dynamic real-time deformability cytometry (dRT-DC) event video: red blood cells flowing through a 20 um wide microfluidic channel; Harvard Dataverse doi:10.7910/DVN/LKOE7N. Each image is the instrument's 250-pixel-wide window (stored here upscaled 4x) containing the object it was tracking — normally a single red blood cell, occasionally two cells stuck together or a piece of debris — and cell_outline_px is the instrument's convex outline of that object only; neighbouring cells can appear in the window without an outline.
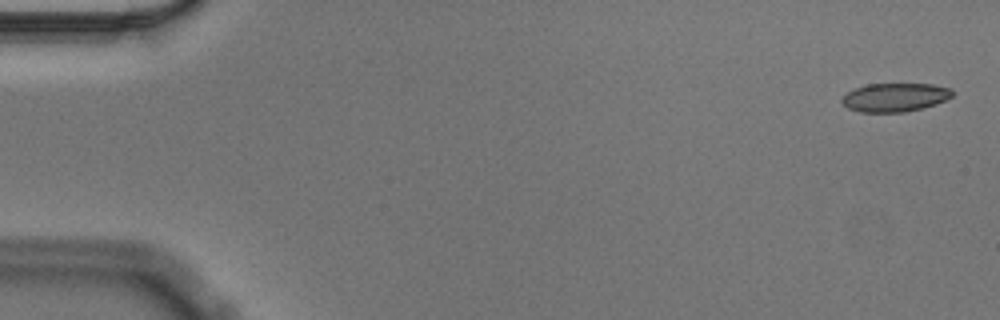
{"species": "Egyptian fruit bat (a non-hibernating species)", "species_latin": "Rousettus aegyptiacus", "temperature_condition": "cold", "stored_images_in_passage": 57, "camera_frame_rate_fps": 3000, "um_per_image_px": 0.085, "animal": {"sex": "male"}, "frame": {"image": 1, "passage_image": 2, "time_ms": 0.333, "image_size_px": [1000, 320], "cell_outline_px": [[952, 96], [936, 104], [924, 108], [904, 112], [860, 112], [848, 108], [840, 100], [848, 92], [856, 88], [868, 84], [932, 84], [952, 88]], "centroid_in_image_um": [76.08, 8.28], "position_along_channel_um": 8.9, "area_um2": 18.32}}
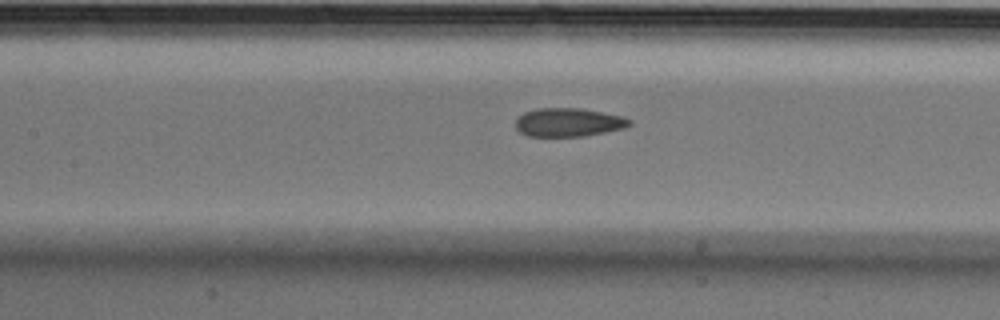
{"frame": {"image": 2, "passage_image": 26, "time_ms": 8.333, "image_size_px": [1000, 320], "cell_outline_px": [[632, 124], [624, 128], [584, 136], [528, 136], [520, 132], [516, 128], [516, 120], [524, 112], [536, 108], [580, 108], [624, 116], [632, 120]], "centroid_in_image_um": [48.34, 10.39], "position_along_channel_um": 159.1, "area_um2": 18.96}}
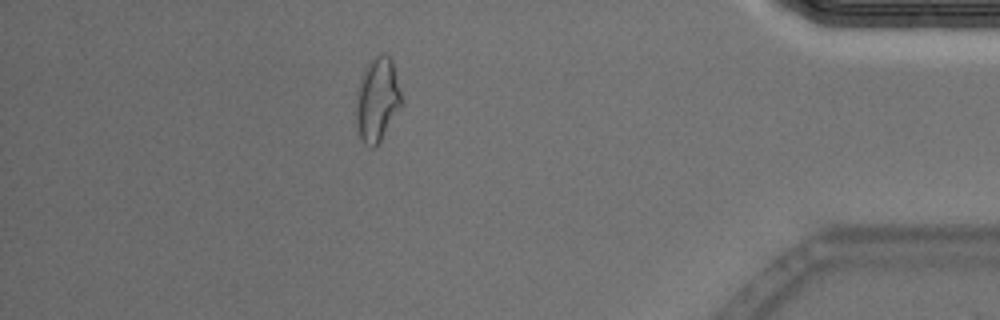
{"frame": {"image": 3, "passage_image": 50, "time_ms": 16.333, "image_size_px": [1000, 320], "cell_outline_px": [[404, 104], [380, 144], [376, 148], [368, 148], [364, 144], [360, 136], [356, 124], [356, 92], [364, 68], [368, 60], [380, 52], [388, 56], [392, 60]], "centroid_in_image_um": [32.08, 8.51], "position_along_channel_um": 403.1, "area_um2": 23.06}, "authors_computed_cell_mechanics": {"area_um2": 19.5364, "velocity_mm_per_s": 3.5608, "shape_relaxation_time_tau1_ms": null, "shape_relaxation_time_tau2_ms": 2.2022, "deformation_change_tau1": null, "deformation_change_tau2": 0.087}}